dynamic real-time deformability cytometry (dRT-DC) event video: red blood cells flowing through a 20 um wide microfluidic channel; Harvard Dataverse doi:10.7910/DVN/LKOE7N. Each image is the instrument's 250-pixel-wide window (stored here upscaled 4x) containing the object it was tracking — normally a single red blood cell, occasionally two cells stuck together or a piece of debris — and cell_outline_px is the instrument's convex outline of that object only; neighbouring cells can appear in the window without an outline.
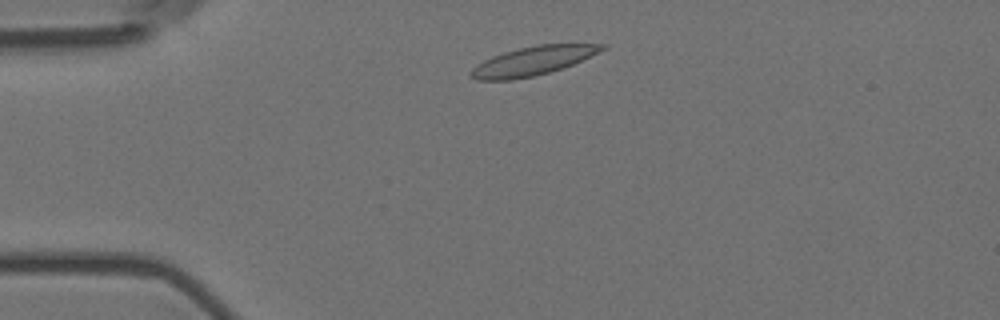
{"species": "Egyptian fruit bat (a non-hibernating species)", "species_latin": "Rousettus aegyptiacus", "temperature_condition": "room temperature", "stored_images_in_passage": 3, "camera_frame_rate_fps": 3000, "um_per_image_px": 0.085, "animal": {"sex": "female"}, "frame": {"image": 1, "passage_image": 2, "time_ms": 0.333, "image_size_px": [1000, 320], "cell_outline_px": [[608, 48], [572, 64], [548, 72], [532, 76], [512, 80], [476, 80], [468, 72], [476, 64], [492, 56], [504, 52], [536, 44], [608, 44]], "centroid_in_image_um": [45.27, 5.17], "position_along_channel_um": 39.7, "area_um2": 21.85}}